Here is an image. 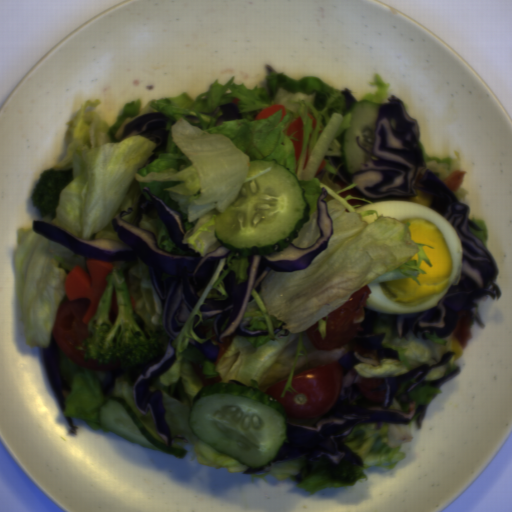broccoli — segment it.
Returning <instances> with one entry per match:
<instances>
[{
	"mask_svg": "<svg viewBox=\"0 0 512 512\" xmlns=\"http://www.w3.org/2000/svg\"><path fill=\"white\" fill-rule=\"evenodd\" d=\"M106 281L107 285L88 324L87 339L76 347L85 352L84 362L95 360L97 367L118 363L120 370L127 373L158 364L166 354L163 342L155 334L151 338L144 336L121 269L113 268ZM113 288L120 309L115 325L108 317Z\"/></svg>",
	"mask_w": 512,
	"mask_h": 512,
	"instance_id": "broccoli-1",
	"label": "broccoli"
},
{
	"mask_svg": "<svg viewBox=\"0 0 512 512\" xmlns=\"http://www.w3.org/2000/svg\"><path fill=\"white\" fill-rule=\"evenodd\" d=\"M75 177L71 169H45L35 180L29 198L40 215L54 219L62 189Z\"/></svg>",
	"mask_w": 512,
	"mask_h": 512,
	"instance_id": "broccoli-2",
	"label": "broccoli"
}]
</instances>
